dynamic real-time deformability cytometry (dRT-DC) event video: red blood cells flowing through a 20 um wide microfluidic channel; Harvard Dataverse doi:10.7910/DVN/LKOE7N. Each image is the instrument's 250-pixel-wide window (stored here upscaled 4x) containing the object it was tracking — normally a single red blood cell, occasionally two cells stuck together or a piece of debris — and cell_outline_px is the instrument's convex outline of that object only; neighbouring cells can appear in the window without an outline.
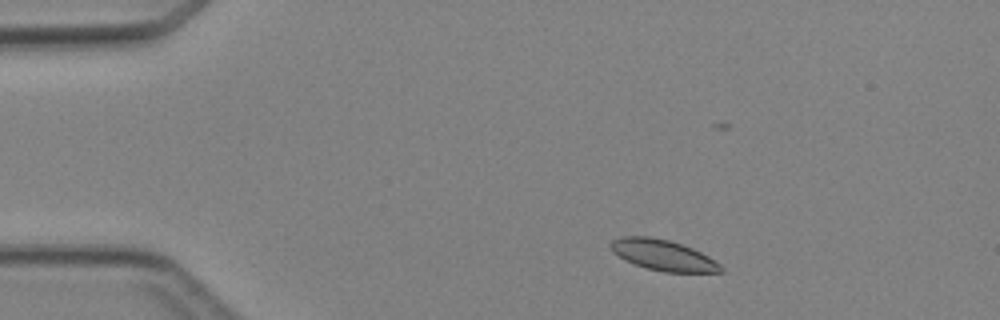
{"species": "Egyptian fruit bat (a non-hibernating species)", "species_latin": "Rousettus aegyptiacus", "temperature_condition": "cold", "stored_images_in_passage": 4, "camera_frame_rate_fps": 3000, "um_per_image_px": 0.085, "animal": {"sex": "female"}, "frame": {"image": 1, "passage_image": 1, "time_ms": 0.0, "image_size_px": [1000, 320], "cell_outline_px": [[724, 272], [664, 272], [644, 268], [624, 260], [612, 252], [608, 244], [612, 240], [620, 236], [648, 236], [668, 240], [692, 248], [708, 256], [720, 264], [724, 268]], "centroid_in_image_um": [56.32, 21.69], "position_along_channel_um": 28.7, "area_um2": 19.88}}
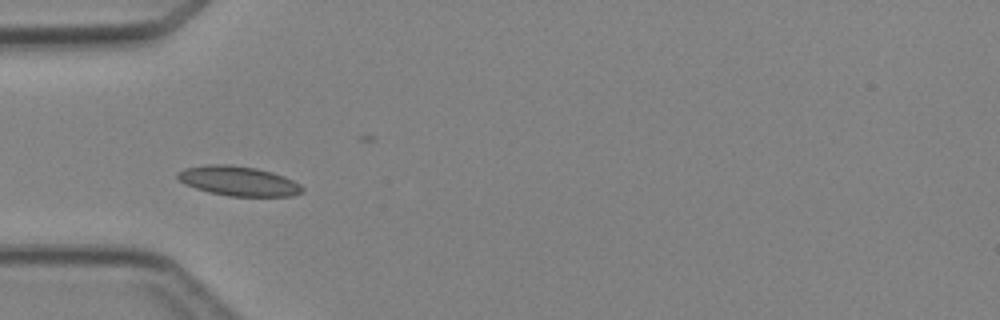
{"frame": {"image": 2, "passage_image": 3, "time_ms": 2.333, "image_size_px": [1000, 320], "cell_outline_px": [[304, 192], [292, 196], [228, 196], [208, 192], [184, 184], [176, 176], [176, 172], [184, 168], [208, 164], [228, 164], [256, 168], [272, 172], [284, 176], [300, 184], [304, 188]], "centroid_in_image_um": [20.26, 15.38], "position_along_channel_um": 64.7, "area_um2": 21.68}}